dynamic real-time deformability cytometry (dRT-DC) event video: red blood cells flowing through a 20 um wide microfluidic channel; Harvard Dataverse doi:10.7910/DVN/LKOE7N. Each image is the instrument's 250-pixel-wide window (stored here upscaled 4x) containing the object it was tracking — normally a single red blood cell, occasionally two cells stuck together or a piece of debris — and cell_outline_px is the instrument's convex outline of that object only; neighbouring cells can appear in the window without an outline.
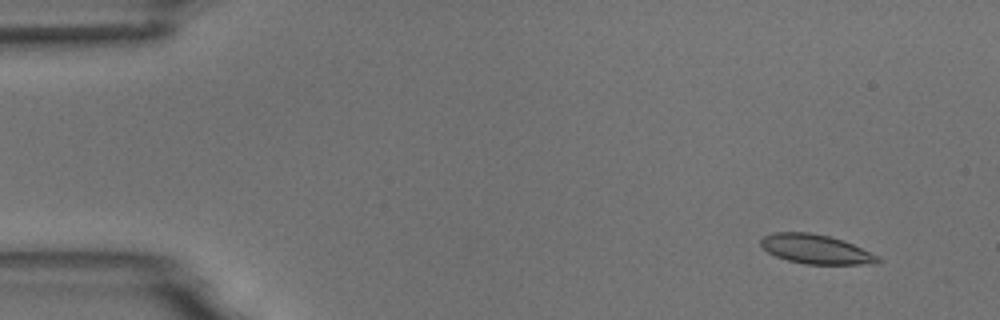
{"species": "common noctule bat (a hibernating species)", "species_latin": "Nyctalus noctula", "temperature_condition": "room temperature", "stored_images_in_passage": 8, "camera_frame_rate_fps": 3000, "um_per_image_px": 0.085, "animal": {"sex": "male", "body_mass_g": 18.8}, "frame": {"image": 1, "passage_image": 2, "time_ms": 1.333, "image_size_px": [1000, 320], "cell_outline_px": [[884, 260], [880, 264], [804, 264], [788, 260], [776, 256], [768, 252], [760, 244], [760, 240], [764, 236], [772, 232], [808, 232], [828, 236], [844, 240], [880, 256]], "centroid_in_image_um": [69.41, 21.19], "position_along_channel_um": 15.6, "area_um2": 20.17}}
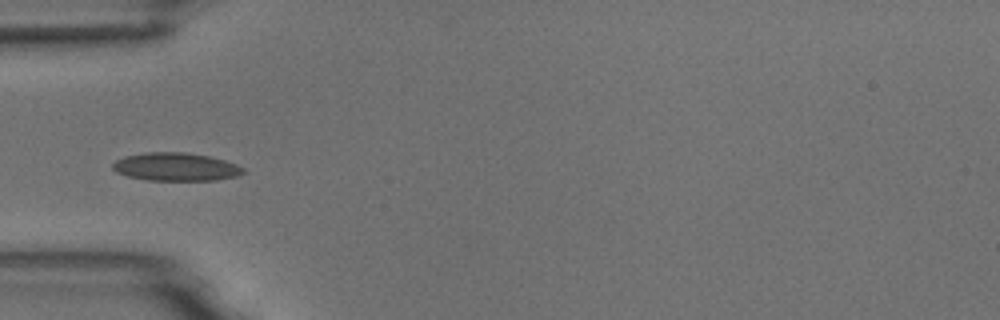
{"frame": {"image": 2, "passage_image": 5, "time_ms": 5.667, "image_size_px": [1000, 320], "cell_outline_px": [[244, 172], [236, 176], [216, 180], [148, 180], [128, 176], [116, 172], [112, 168], [112, 164], [116, 160], [124, 156], [144, 152], [184, 152], [208, 156], [224, 160], [236, 164], [244, 168]], "centroid_in_image_um": [14.92, 14.17], "position_along_channel_um": 70.1, "area_um2": 21.33}}